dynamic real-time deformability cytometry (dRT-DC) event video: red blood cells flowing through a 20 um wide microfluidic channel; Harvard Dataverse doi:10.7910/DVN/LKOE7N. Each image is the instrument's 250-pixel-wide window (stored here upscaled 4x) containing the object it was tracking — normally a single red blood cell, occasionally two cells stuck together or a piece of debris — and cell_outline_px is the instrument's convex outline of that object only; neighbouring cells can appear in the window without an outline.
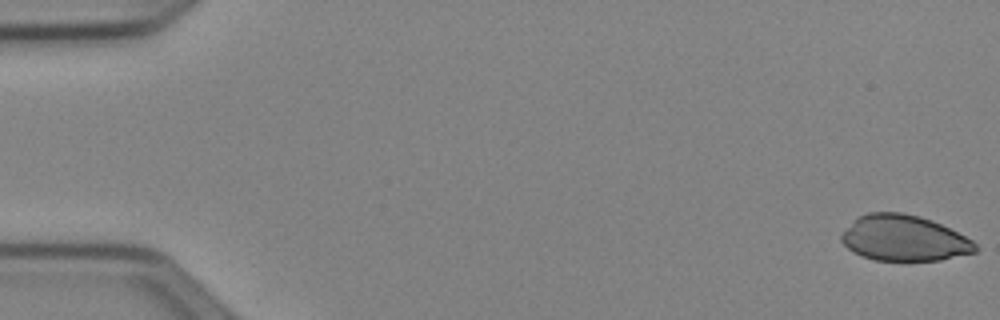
{"species": "Egyptian fruit bat (a non-hibernating species)", "species_latin": "Rousettus aegyptiacus", "temperature_condition": "cold", "stored_images_in_passage": 51, "camera_frame_rate_fps": 3000, "um_per_image_px": 0.085, "animal": {"sex": "female"}, "frame": {"image": 1, "passage_image": 1, "time_ms": 0.0, "image_size_px": [1000, 320], "cell_outline_px": [[980, 248], [976, 252], [940, 260], [876, 260], [860, 256], [852, 252], [840, 240], [840, 236], [852, 220], [868, 212], [904, 212], [920, 216], [932, 220], [972, 240]], "centroid_in_image_um": [76.82, 20.24], "position_along_channel_um": 8.2, "area_um2": 35.78}}